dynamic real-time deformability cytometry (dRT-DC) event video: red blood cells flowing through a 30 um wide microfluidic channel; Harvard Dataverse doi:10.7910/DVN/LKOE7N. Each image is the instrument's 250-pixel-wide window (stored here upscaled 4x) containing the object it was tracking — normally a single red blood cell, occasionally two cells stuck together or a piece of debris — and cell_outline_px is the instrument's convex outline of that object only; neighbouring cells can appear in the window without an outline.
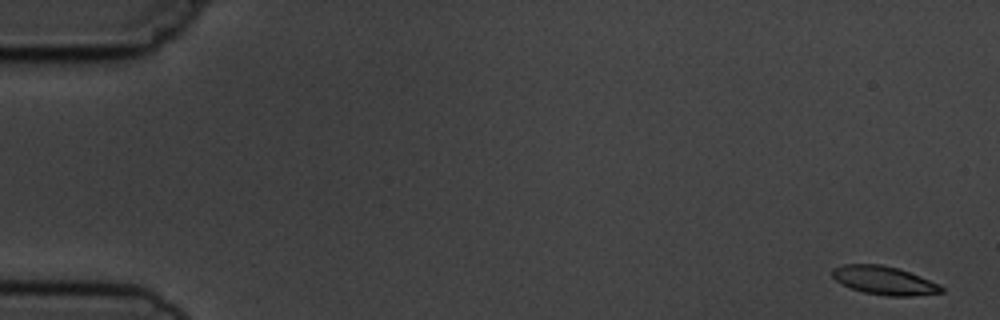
{"species": "common noctule bat (a hibernating species)", "species_latin": "Nyctalus noctula", "temperature_condition": "cold", "stored_images_in_passage": 5, "camera_frame_rate_fps": 3000, "um_per_image_px": 0.085, "animal": {"sex": "male", "body_mass_g": 19.5, "forearm_length_mm": 54.6}, "frame": {"image": 1, "passage_image": 1, "time_ms": 0.0, "image_size_px": [1000, 320], "cell_outline_px": [[944, 292], [912, 296], [888, 296], [864, 292], [852, 288], [836, 280], [832, 276], [832, 268], [844, 264], [880, 264], [900, 268], [940, 284], [944, 288]], "centroid_in_image_um": [75.19, 23.83], "position_along_channel_um": 9.8, "area_um2": 18.09}}